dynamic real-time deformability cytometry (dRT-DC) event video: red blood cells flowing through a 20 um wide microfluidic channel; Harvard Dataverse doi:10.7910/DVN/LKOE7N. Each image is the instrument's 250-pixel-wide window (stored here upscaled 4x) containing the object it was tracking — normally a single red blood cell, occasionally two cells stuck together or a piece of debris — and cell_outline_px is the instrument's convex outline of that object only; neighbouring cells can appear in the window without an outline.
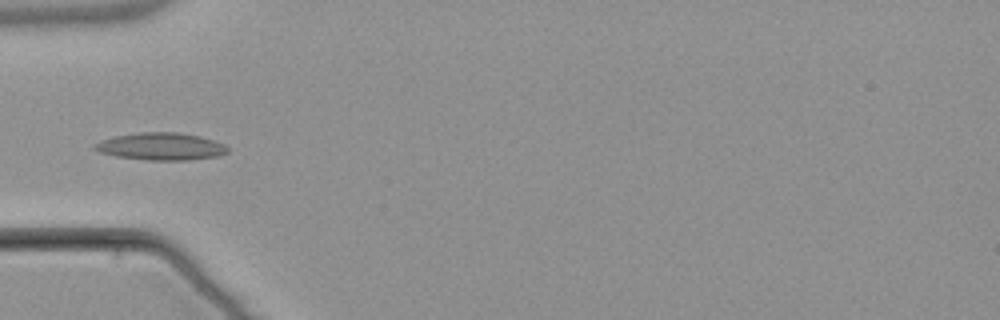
{"species": "common noctule bat (a hibernating species)", "species_latin": "Nyctalus noctula", "temperature_condition": "warm", "stored_images_in_passage": 3, "camera_frame_rate_fps": 3000, "um_per_image_px": 0.085, "animal": {"sex": "male", "body_mass_g": 21.5, "forearm_length_mm": 52.0}, "frame": {"image": 1, "passage_image": 3, "time_ms": 2.333, "image_size_px": [1000, 320], "cell_outline_px": [[228, 152], [220, 156], [188, 160], [148, 160], [116, 156], [100, 152], [92, 148], [92, 144], [100, 140], [116, 136], [140, 132], [176, 132], [200, 136], [224, 144], [228, 148]], "centroid_in_image_um": [13.67, 12.45], "position_along_channel_um": 71.3, "area_um2": 21.21}}